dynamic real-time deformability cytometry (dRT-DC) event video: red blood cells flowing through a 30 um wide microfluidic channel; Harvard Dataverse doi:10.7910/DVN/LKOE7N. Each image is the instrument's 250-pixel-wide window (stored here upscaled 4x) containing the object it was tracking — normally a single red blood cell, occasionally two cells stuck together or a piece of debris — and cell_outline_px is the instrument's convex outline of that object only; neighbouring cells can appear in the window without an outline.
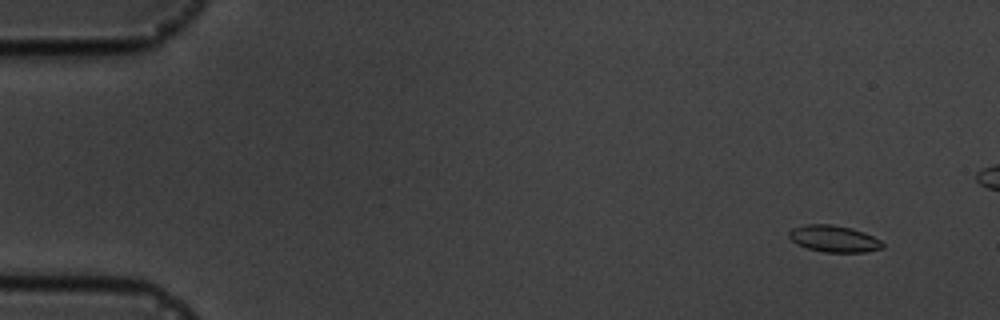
{"species": "common noctule bat (a hibernating species)", "species_latin": "Nyctalus noctula", "temperature_condition": "cold", "stored_images_in_passage": 6, "camera_frame_rate_fps": 3000, "um_per_image_px": 0.085, "animal": {"sex": "male", "body_mass_g": 19.5, "forearm_length_mm": 54.6}, "frame": {"image": 1, "passage_image": 2, "time_ms": 1.333, "image_size_px": [1000, 320], "cell_outline_px": [[884, 248], [864, 252], [824, 252], [808, 248], [796, 244], [788, 236], [788, 232], [792, 228], [804, 224], [832, 224], [852, 228], [864, 232], [880, 240], [884, 244]], "centroid_in_image_um": [70.87, 20.28], "position_along_channel_um": 14.1, "area_um2": 14.62}}
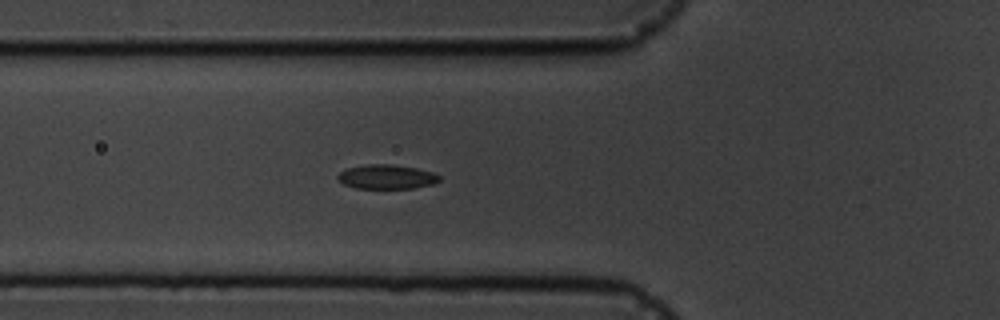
{"frame": {"image": 2, "passage_image": 6, "time_ms": 6.667, "image_size_px": [1000, 320], "cell_outline_px": [[440, 180], [432, 184], [412, 188], [356, 188], [344, 184], [336, 180], [336, 176], [340, 172], [348, 168], [364, 164], [392, 164], [416, 168], [432, 172], [440, 176]], "centroid_in_image_um": [32.82, 15.02], "position_along_channel_um": 93.0, "area_um2": 14.39}}